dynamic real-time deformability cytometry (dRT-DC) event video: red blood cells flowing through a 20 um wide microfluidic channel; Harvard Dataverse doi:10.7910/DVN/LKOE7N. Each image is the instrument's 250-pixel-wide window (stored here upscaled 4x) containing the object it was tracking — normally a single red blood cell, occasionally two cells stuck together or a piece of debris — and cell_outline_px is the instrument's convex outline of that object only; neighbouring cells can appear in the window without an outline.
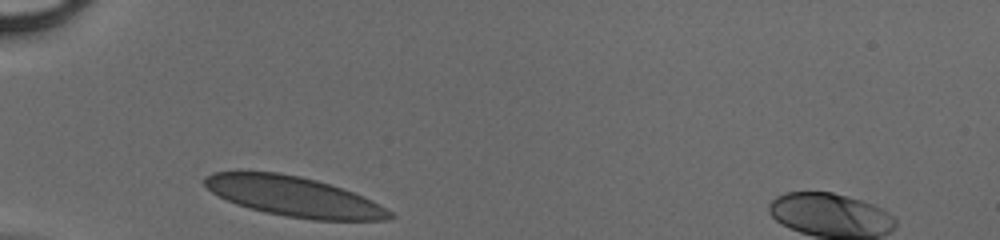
{"species": "human", "species_latin": "Homo sapiens", "temperature_condition": "cold", "stored_images_in_passage": 25, "camera_frame_rate_fps": 3000, "um_per_image_px": 0.085, "donor": {"sex": "male"}, "frame": {"image": 1, "passage_image": 1, "time_ms": 0.0, "image_size_px": [1000, 240], "cell_outline_px": [[396, 216], [384, 220], [312, 220], [264, 212], [248, 208], [236, 204], [212, 192], [204, 184], [204, 176], [212, 172], [276, 172], [300, 176], [316, 180], [364, 196], [372, 200], [392, 212]], "centroid_in_image_um": [24.98, 16.71], "position_along_channel_um": 60.0, "area_um2": 42.66}}
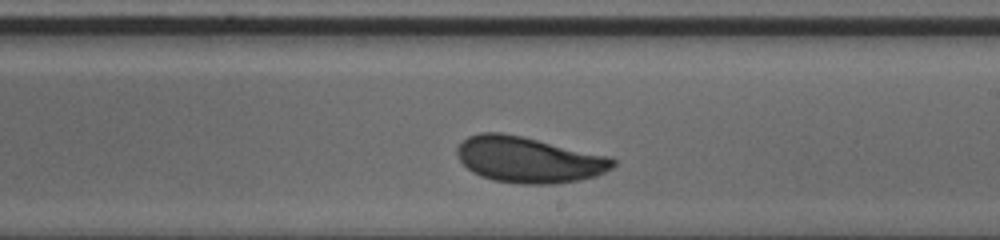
{"frame": {"image": 2, "passage_image": 15, "time_ms": 4.667, "image_size_px": [1000, 240], "cell_outline_px": [[616, 164], [612, 168], [596, 176], [580, 180], [556, 184], [520, 184], [492, 180], [480, 176], [472, 172], [460, 160], [456, 152], [456, 148], [468, 136], [480, 132], [500, 132], [520, 136], [608, 156], [616, 160]], "centroid_in_image_um": [44.92, 13.59], "position_along_channel_um": 244.1, "area_um2": 41.56}}
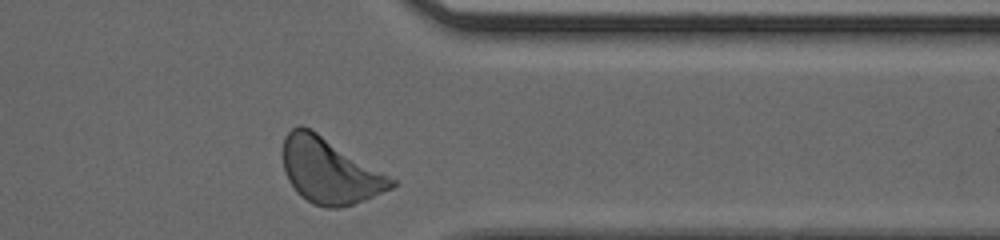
{"frame": {"image": 3, "passage_image": 25, "time_ms": 8.0, "image_size_px": [1000, 240], "cell_outline_px": [[396, 184], [392, 188], [364, 200], [340, 208], [324, 208], [312, 204], [300, 196], [296, 192], [288, 180], [284, 172], [284, 136], [292, 128], [300, 124], [316, 132], [396, 180]], "centroid_in_image_um": [27.98, 14.55], "position_along_channel_um": 383.4, "area_um2": 40.81}}